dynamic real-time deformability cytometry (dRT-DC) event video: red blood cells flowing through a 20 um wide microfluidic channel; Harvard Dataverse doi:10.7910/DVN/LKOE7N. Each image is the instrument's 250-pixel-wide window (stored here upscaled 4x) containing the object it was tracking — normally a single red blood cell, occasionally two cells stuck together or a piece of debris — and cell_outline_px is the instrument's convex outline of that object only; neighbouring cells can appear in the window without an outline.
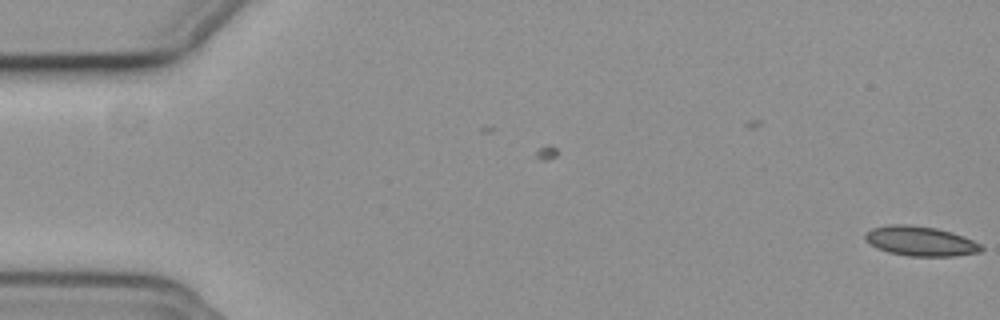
{"species": "common noctule bat (a hibernating species)", "species_latin": "Nyctalus noctula", "temperature_condition": "cold", "stored_images_in_passage": 7, "camera_frame_rate_fps": 3000, "um_per_image_px": 0.085, "animal": {"sex": "female", "body_mass_g": 19.3, "forearm_length_mm": 54.1}, "frame": {"image": 1, "passage_image": 7, "time_ms": 2.0, "image_size_px": [1000, 320], "cell_outline_px": [[984, 248], [980, 252], [956, 256], [908, 256], [888, 252], [876, 248], [864, 240], [864, 236], [872, 228], [888, 224], [908, 224], [936, 228], [952, 232], [972, 240], [980, 244]], "centroid_in_image_um": [78.22, 20.5], "position_along_channel_um": 6.8, "area_um2": 20.17}}